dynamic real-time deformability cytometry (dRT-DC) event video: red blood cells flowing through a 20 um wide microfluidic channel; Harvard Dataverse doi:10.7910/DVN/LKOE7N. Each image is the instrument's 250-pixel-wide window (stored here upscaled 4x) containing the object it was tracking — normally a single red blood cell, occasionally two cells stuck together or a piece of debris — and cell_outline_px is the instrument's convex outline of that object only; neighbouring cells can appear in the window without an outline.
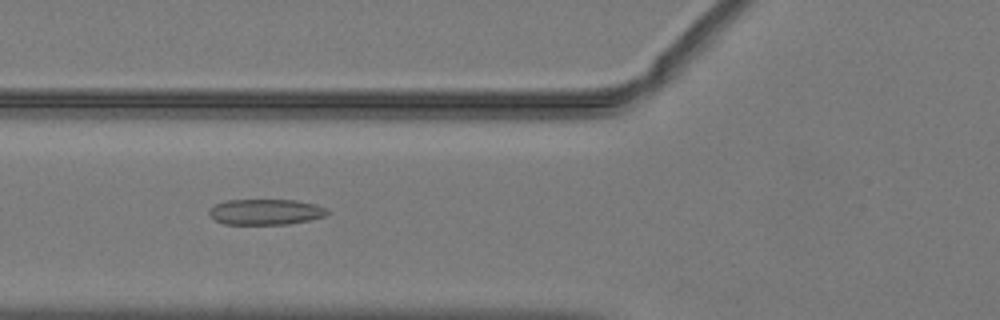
{"species": "common noctule bat (a hibernating species)", "species_latin": "Nyctalus noctula", "temperature_condition": "warm", "stored_images_in_passage": 51, "camera_frame_rate_fps": 3000, "um_per_image_px": 0.085, "animal": {"sex": "male", "body_mass_g": 19.2, "forearm_length_mm": 51.8}, "frame": {"image": 1, "passage_image": 20, "time_ms": 6.333, "image_size_px": [1000, 320], "cell_outline_px": [[332, 212], [324, 216], [308, 220], [288, 224], [224, 224], [216, 220], [208, 212], [216, 204], [228, 200], [296, 200], [316, 204]], "centroid_in_image_um": [22.62, 18.01], "position_along_channel_um": 103.2, "area_um2": 17.51}}
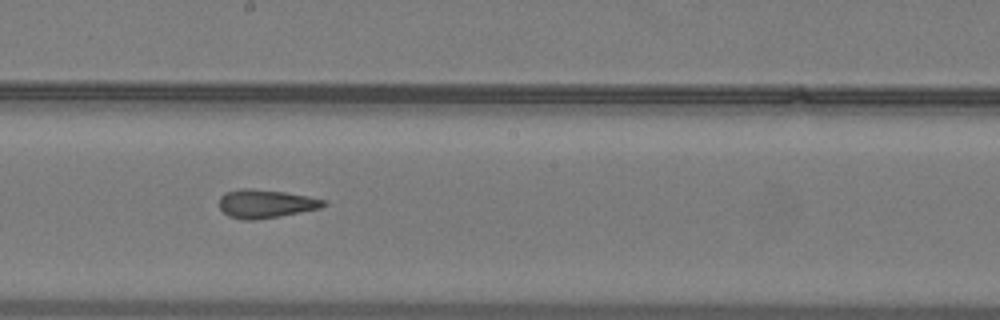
{"frame": {"image": 2, "passage_image": 29, "time_ms": 9.333, "image_size_px": [1000, 320], "cell_outline_px": [[328, 204], [320, 208], [280, 216], [256, 220], [244, 220], [228, 216], [220, 208], [220, 196], [224, 192], [240, 188], [252, 188], [284, 192], [308, 196], [328, 200]], "centroid_in_image_um": [22.59, 17.31], "position_along_channel_um": 225.6, "area_um2": 17.46}}
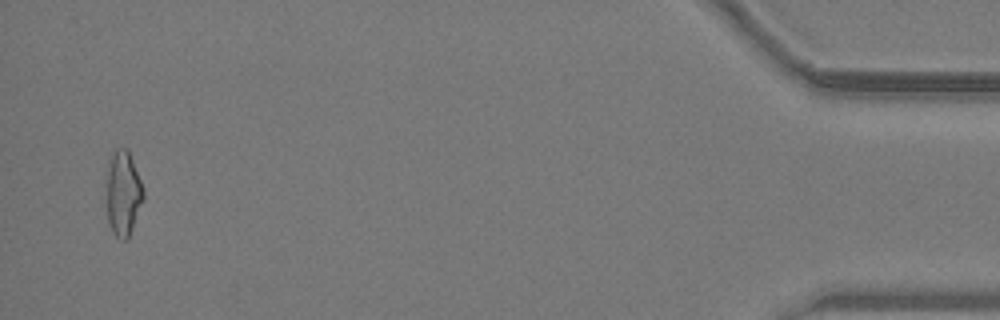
{"frame": {"image": 3, "passage_image": 50, "time_ms": 16.333, "image_size_px": [1000, 320], "cell_outline_px": [[144, 200], [128, 240], [120, 240], [112, 232], [108, 220], [108, 172], [112, 152], [116, 148], [128, 148], [144, 188]], "centroid_in_image_um": [10.51, 16.45], "position_along_channel_um": 424.7, "area_um2": 18.21}, "authors_computed_cell_mechanics": {"area_um2": 18.0336, "velocity_mm_per_s": 4.0669, "shape_relaxation_time_tau1_ms": null, "shape_relaxation_time_tau2_ms": 2.431, "deformation_change_tau1": null, "deformation_change_tau2": 0.1184}}